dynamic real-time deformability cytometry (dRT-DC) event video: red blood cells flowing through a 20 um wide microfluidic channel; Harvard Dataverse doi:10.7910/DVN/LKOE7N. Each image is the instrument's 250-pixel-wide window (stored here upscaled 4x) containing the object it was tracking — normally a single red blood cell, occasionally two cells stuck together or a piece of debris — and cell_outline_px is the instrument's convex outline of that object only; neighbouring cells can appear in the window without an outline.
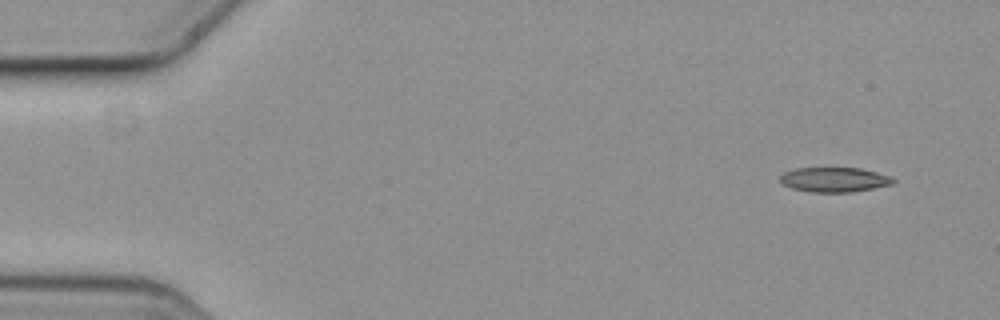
{"species": "common noctule bat (a hibernating species)", "species_latin": "Nyctalus noctula", "temperature_condition": "cold", "stored_images_in_passage": 5, "camera_frame_rate_fps": 3000, "um_per_image_px": 0.085, "animal": {"sex": "female", "body_mass_g": 19.3, "forearm_length_mm": 54.1}, "frame": {"image": 1, "passage_image": 1, "time_ms": 0.0, "image_size_px": [1000, 320], "cell_outline_px": [[896, 180], [892, 184], [852, 192], [812, 192], [792, 188], [784, 184], [780, 180], [780, 176], [784, 172], [796, 168], [860, 168], [892, 176]], "centroid_in_image_um": [70.94, 15.26], "position_along_channel_um": 14.1, "area_um2": 16.18}}
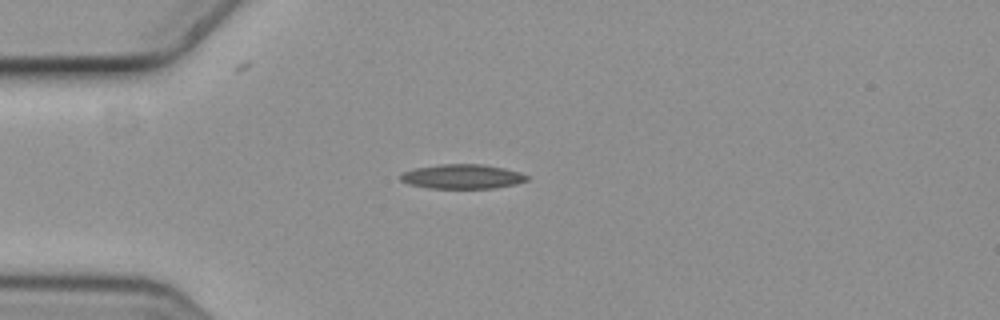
{"frame": {"image": 2, "passage_image": 4, "time_ms": 1.0, "image_size_px": [1000, 320], "cell_outline_px": [[528, 180], [516, 184], [492, 188], [428, 188], [408, 184], [400, 180], [400, 172], [412, 168], [440, 164], [484, 164], [504, 168], [520, 172], [528, 176]], "centroid_in_image_um": [39.25, 15.0], "position_along_channel_um": 45.8, "area_um2": 18.21}}